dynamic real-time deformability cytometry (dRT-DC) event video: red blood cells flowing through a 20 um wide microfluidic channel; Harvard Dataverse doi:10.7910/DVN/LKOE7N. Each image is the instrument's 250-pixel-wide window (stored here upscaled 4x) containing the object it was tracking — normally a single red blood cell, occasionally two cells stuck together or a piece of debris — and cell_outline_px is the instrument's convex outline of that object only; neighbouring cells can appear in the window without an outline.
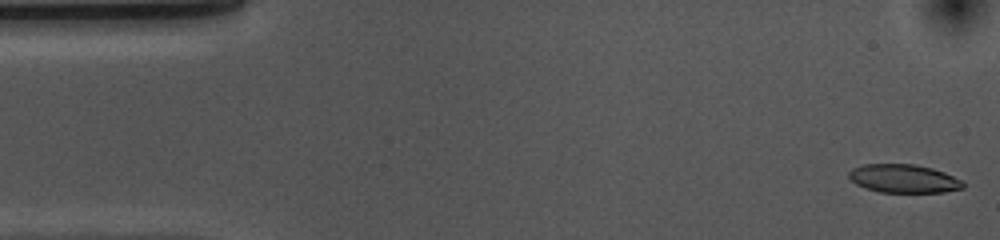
{"species": "common noctule bat (a hibernating species)", "species_latin": "Nyctalus noctula", "temperature_condition": "cold", "stored_images_in_passage": 53, "camera_frame_rate_fps": 3000, "um_per_image_px": 0.085, "animal": {"sex": "female", "body_mass_g": 10.0, "forearm_length_mm": 53.1}, "frame": {"image": 1, "passage_image": 1, "time_ms": 0.0, "image_size_px": [1000, 240], "cell_outline_px": [[964, 188], [944, 192], [880, 192], [864, 188], [856, 184], [848, 176], [848, 172], [852, 168], [864, 164], [916, 164], [932, 168], [944, 172], [960, 180], [964, 184]], "centroid_in_image_um": [76.78, 15.18], "position_along_channel_um": 8.2, "area_um2": 18.9}}
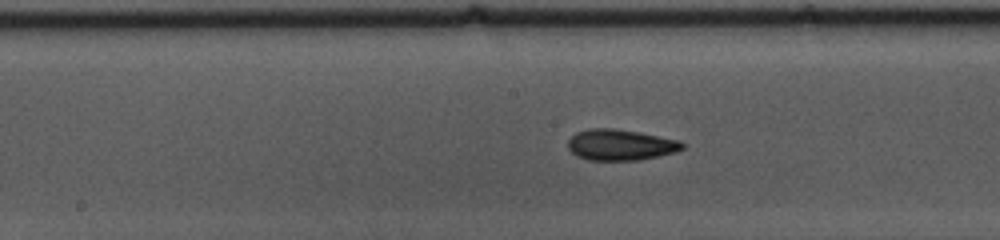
{"frame": {"image": 2, "passage_image": 25, "time_ms": 8.0, "image_size_px": [1000, 240], "cell_outline_px": [[684, 148], [676, 152], [640, 160], [588, 160], [576, 156], [568, 148], [568, 140], [576, 132], [588, 128], [612, 128], [640, 132], [680, 140], [684, 144]], "centroid_in_image_um": [52.74, 12.31], "position_along_channel_um": 195.5, "area_um2": 20.81}}
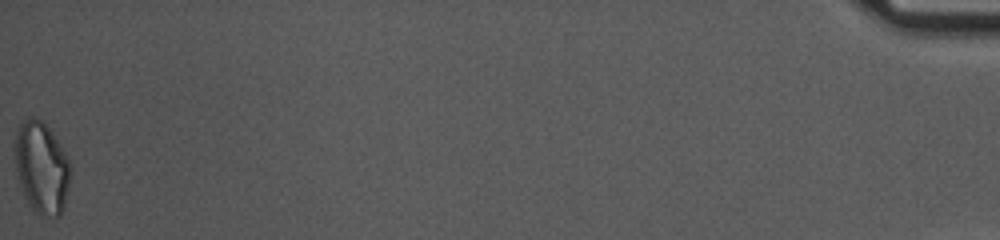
{"frame": {"image": 3, "passage_image": 53, "time_ms": 17.333, "image_size_px": [1000, 240], "cell_outline_px": [[72, 172], [68, 192], [64, 208], [60, 216], [48, 220], [40, 216], [28, 204], [24, 196], [16, 172], [12, 156], [12, 144], [20, 120], [28, 116], [32, 116], [40, 120], [52, 132], [64, 152], [72, 168]], "centroid_in_image_um": [3.5, 14.27], "position_along_channel_um": 431.7, "area_um2": 30.92}, "authors_computed_cell_mechanics": {"area_um2": 20.4034, "velocity_mm_per_s": 3.6758, "shape_relaxation_time_tau1_ms": 3.288, "shape_relaxation_time_tau2_ms": 2.479, "deformation_change_tau1": 0.1439, "deformation_change_tau2": 0.0952}}